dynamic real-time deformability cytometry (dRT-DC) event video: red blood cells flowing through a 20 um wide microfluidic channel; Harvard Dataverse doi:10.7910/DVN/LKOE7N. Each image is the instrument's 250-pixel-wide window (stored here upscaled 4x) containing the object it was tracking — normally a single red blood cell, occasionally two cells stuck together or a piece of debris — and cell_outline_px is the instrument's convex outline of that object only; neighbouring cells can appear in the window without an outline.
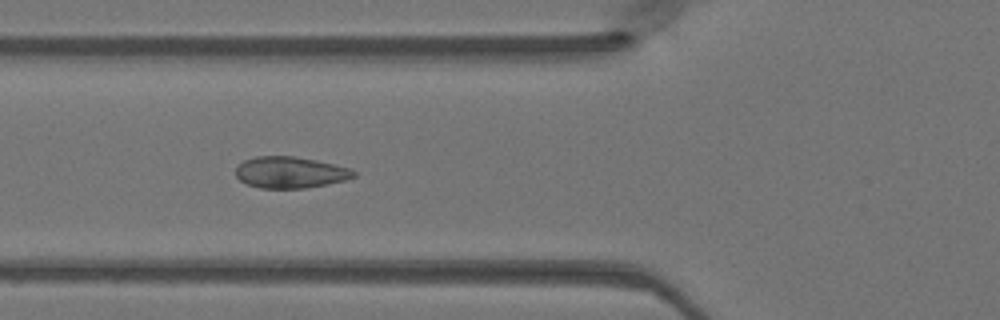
{"species": "Egyptian fruit bat (a non-hibernating species)", "species_latin": "Rousettus aegyptiacus", "temperature_condition": "warm", "stored_images_in_passage": 48, "camera_frame_rate_fps": 3000, "um_per_image_px": 0.085, "animal": {"sex": "female"}, "frame": {"image": 1, "passage_image": 17, "time_ms": 5.333, "image_size_px": [1000, 320], "cell_outline_px": [[356, 176], [344, 180], [328, 184], [304, 188], [260, 188], [248, 184], [240, 180], [236, 176], [236, 168], [244, 160], [256, 156], [292, 156], [316, 160], [352, 168], [356, 172]], "centroid_in_image_um": [24.69, 14.65], "position_along_channel_um": 101.1, "area_um2": 21.56}}
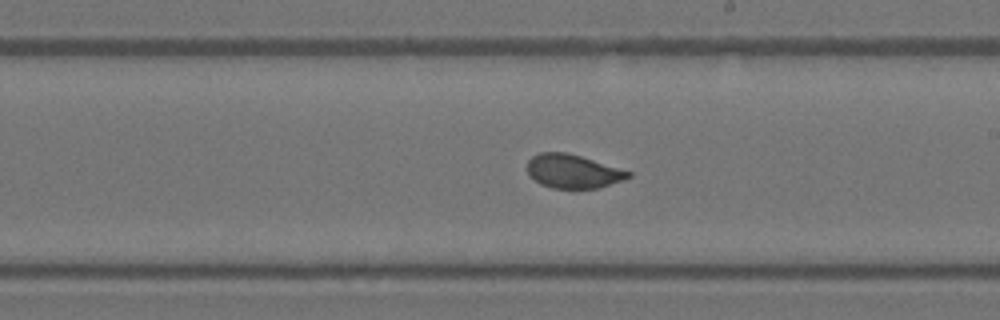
{"frame": {"image": 2, "passage_image": 27, "time_ms": 8.667, "image_size_px": [1000, 320], "cell_outline_px": [[632, 176], [624, 180], [600, 188], [552, 188], [540, 184], [528, 176], [528, 160], [532, 156], [540, 152], [568, 152], [632, 172]], "centroid_in_image_um": [48.7, 14.56], "position_along_channel_um": 240.3, "area_um2": 20.0}}
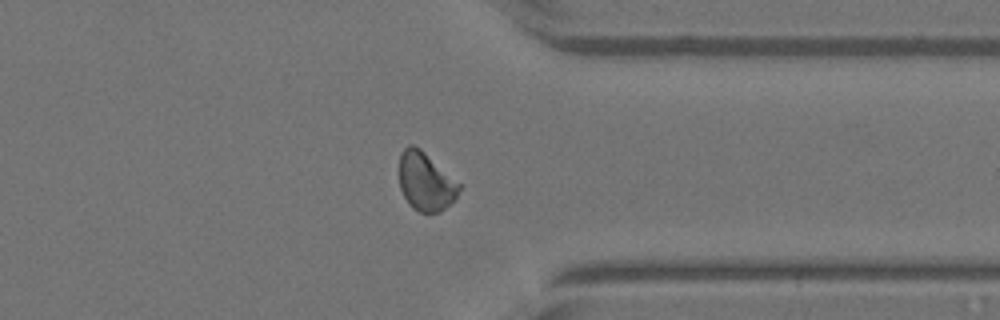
{"frame": {"image": 3, "passage_image": 37, "time_ms": 12.0, "image_size_px": [1000, 320], "cell_outline_px": [[464, 184], [456, 200], [440, 212], [420, 212], [412, 208], [408, 204], [400, 188], [400, 152], [408, 144], [412, 144], [420, 148]], "centroid_in_image_um": [36.25, 15.43], "position_along_channel_um": 375.2, "area_um2": 21.04}}